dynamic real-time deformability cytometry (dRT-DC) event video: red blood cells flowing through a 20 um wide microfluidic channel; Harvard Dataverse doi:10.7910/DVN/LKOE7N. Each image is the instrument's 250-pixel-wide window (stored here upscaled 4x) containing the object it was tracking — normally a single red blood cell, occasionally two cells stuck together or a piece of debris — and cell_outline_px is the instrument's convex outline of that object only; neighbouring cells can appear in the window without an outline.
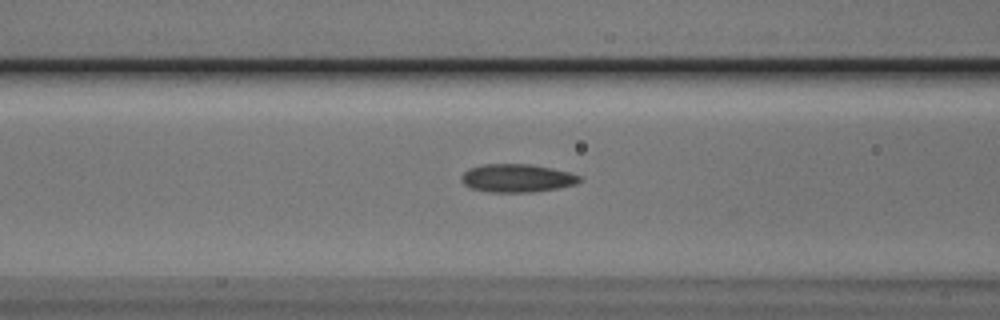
{"species": "Egyptian fruit bat (a non-hibernating species)", "species_latin": "Rousettus aegyptiacus", "temperature_condition": "cold", "stored_images_in_passage": 35, "camera_frame_rate_fps": 3000, "um_per_image_px": 0.085, "animal": {"sex": "male"}, "frame": {"image": 1, "passage_image": 13, "time_ms": 4.0, "image_size_px": [1000, 320], "cell_outline_px": [[584, 180], [576, 184], [560, 188], [532, 192], [488, 192], [472, 188], [464, 184], [460, 180], [460, 176], [468, 168], [484, 164], [532, 164], [552, 168], [568, 172], [580, 176]], "centroid_in_image_um": [43.95, 15.14], "position_along_channel_um": 122.6, "area_um2": 19.59}}
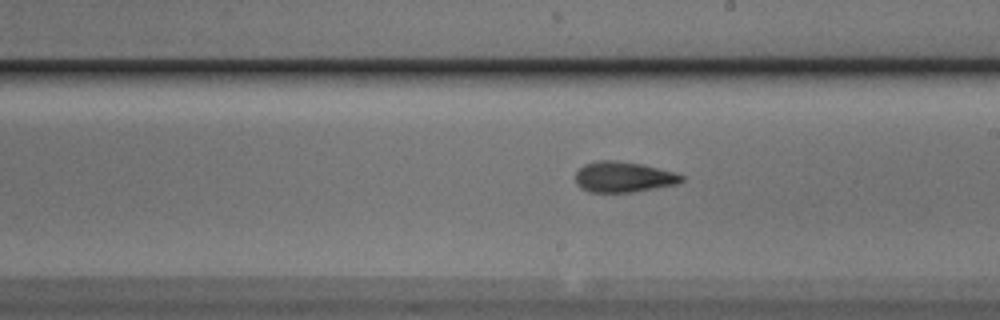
{"frame": {"image": 2, "passage_image": 22, "time_ms": 7.0, "image_size_px": [1000, 320], "cell_outline_px": [[684, 180], [676, 184], [632, 192], [588, 192], [580, 188], [576, 184], [576, 172], [584, 164], [596, 160], [616, 160], [644, 164], [672, 172], [684, 176]], "centroid_in_image_um": [52.95, 15.03], "position_along_channel_um": 236.0, "area_um2": 18.96}}
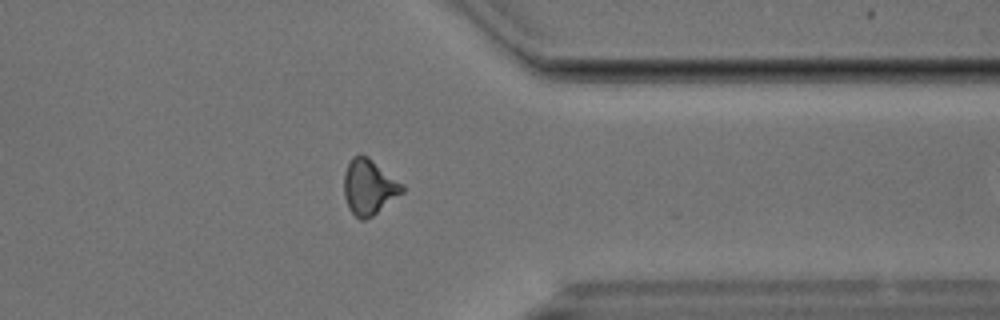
{"frame": {"image": 3, "passage_image": 34, "time_ms": 11.0, "image_size_px": [1000, 320], "cell_outline_px": [[404, 192], [372, 216], [364, 220], [360, 220], [348, 208], [344, 196], [344, 172], [352, 156], [360, 152], [368, 156], [404, 184]], "centroid_in_image_um": [31.36, 15.86], "position_along_channel_um": 380.0, "area_um2": 19.02}}